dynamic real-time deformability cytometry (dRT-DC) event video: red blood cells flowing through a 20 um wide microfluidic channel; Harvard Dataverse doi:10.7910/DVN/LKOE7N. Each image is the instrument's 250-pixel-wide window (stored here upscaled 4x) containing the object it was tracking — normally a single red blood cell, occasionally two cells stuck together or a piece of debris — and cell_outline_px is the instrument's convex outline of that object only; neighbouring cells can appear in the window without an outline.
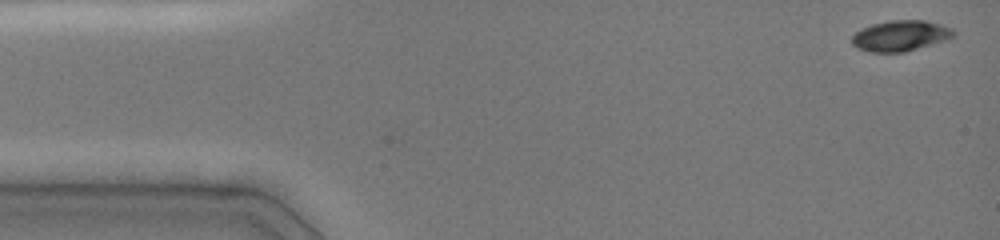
{"species": "common noctule bat (a hibernating species)", "species_latin": "Nyctalus noctula", "temperature_condition": "cold", "stored_images_in_passage": 15, "camera_frame_rate_fps": 3000, "um_per_image_px": 0.085, "animal": {"sex": "female", "body_mass_g": 19.0, "forearm_length_mm": 51.5}, "frame": {"image": 1, "passage_image": 1, "time_ms": 0.0, "image_size_px": [1000, 240], "cell_outline_px": [[956, 32], [948, 40], [904, 52], [872, 52], [856, 48], [852, 44], [852, 36], [856, 32], [872, 24], [892, 20], [924, 20], [940, 24], [952, 28]], "centroid_in_image_um": [76.56, 3.04], "position_along_channel_um": 8.4, "area_um2": 18.15}}
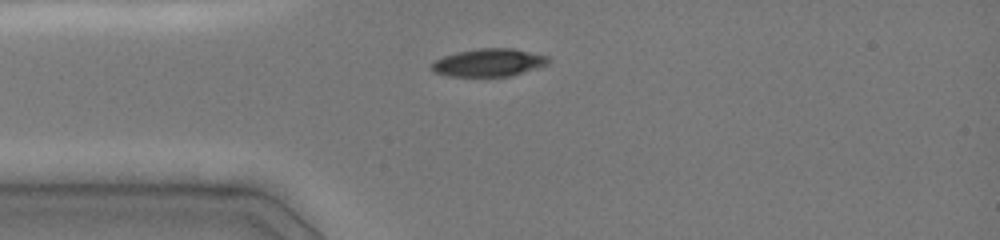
{"frame": {"image": 2, "passage_image": 5, "time_ms": 3.333, "image_size_px": [1000, 240], "cell_outline_px": [[552, 60], [548, 64], [512, 76], [448, 76], [436, 72], [432, 68], [432, 64], [436, 60], [444, 56], [456, 52], [480, 48], [512, 48], [548, 56]], "centroid_in_image_um": [41.59, 5.31], "position_along_channel_um": 43.4, "area_um2": 18.79}}